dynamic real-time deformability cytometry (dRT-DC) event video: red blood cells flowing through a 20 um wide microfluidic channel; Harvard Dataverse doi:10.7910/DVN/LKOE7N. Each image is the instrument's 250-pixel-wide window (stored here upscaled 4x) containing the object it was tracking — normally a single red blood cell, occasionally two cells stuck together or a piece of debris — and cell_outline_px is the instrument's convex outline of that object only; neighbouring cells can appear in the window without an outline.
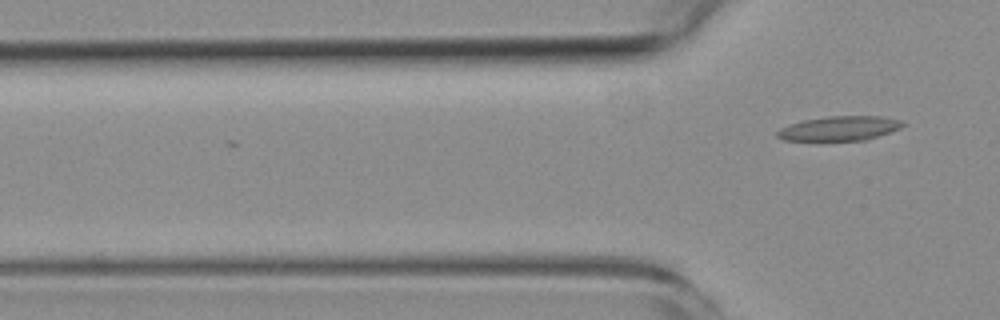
{"species": "common noctule bat (a hibernating species)", "species_latin": "Nyctalus noctula", "temperature_condition": "room temperature", "stored_images_in_passage": 3, "camera_frame_rate_fps": 3000, "um_per_image_px": 0.085, "animal": {"sex": "female", "body_mass_g": 19.3, "forearm_length_mm": 54.1}, "frame": {"image": 1, "passage_image": 3, "time_ms": 2.333, "image_size_px": [1000, 320], "cell_outline_px": [[904, 124], [900, 128], [864, 140], [784, 140], [776, 136], [776, 132], [780, 128], [788, 124], [804, 120], [828, 116], [880, 116], [900, 120]], "centroid_in_image_um": [71.3, 10.9], "position_along_channel_um": 54.5, "area_um2": 17.63}}